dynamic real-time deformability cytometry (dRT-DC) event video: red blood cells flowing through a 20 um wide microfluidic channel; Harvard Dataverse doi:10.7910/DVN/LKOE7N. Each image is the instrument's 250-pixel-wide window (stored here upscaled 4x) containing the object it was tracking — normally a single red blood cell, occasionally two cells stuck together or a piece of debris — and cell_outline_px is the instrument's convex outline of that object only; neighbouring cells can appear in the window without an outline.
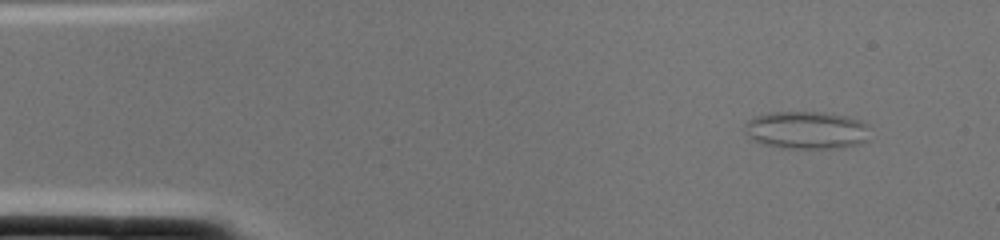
{"species": "common noctule bat (a hibernating species)", "species_latin": "Nyctalus noctula", "temperature_condition": "cold", "stored_images_in_passage": 1, "camera_frame_rate_fps": 3000, "um_per_image_px": 0.085, "animal": {"sex": "female", "body_mass_g": 22.0, "forearm_length_mm": 56.7}, "frame": {"image": 1, "passage_image": 1, "time_ms": 0.0, "image_size_px": [1000, 240], "cell_outline_px": [[868, 140], [860, 144], [840, 148], [784, 148], [764, 144], [748, 136], [744, 128], [744, 124], [752, 116], [768, 112], [824, 112], [848, 116], [860, 120], [868, 124]], "centroid_in_image_um": [68.57, 11.05], "position_along_channel_um": 16.4, "area_um2": 27.8}}